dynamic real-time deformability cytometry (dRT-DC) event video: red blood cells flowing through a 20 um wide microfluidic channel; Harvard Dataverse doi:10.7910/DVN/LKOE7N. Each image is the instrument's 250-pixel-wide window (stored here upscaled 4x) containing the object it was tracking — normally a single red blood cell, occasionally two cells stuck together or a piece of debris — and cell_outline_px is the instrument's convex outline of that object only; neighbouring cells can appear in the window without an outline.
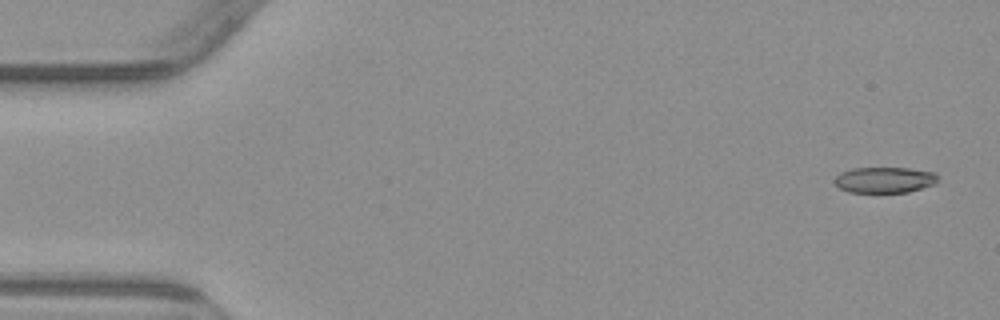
{"species": "common noctule bat (a hibernating species)", "species_latin": "Nyctalus noctula", "temperature_condition": "warm", "stored_images_in_passage": 5, "camera_frame_rate_fps": 3000, "um_per_image_px": 0.085, "animal": {"sex": "male", "body_mass_g": 23.1, "forearm_length_mm": 52.7}, "frame": {"image": 1, "passage_image": 1, "time_ms": 0.0, "image_size_px": [1000, 320], "cell_outline_px": [[936, 184], [908, 192], [848, 192], [840, 188], [832, 180], [840, 172], [852, 168], [908, 168], [936, 172]], "centroid_in_image_um": [75.17, 15.29], "position_along_channel_um": 9.8, "area_um2": 15.61}}
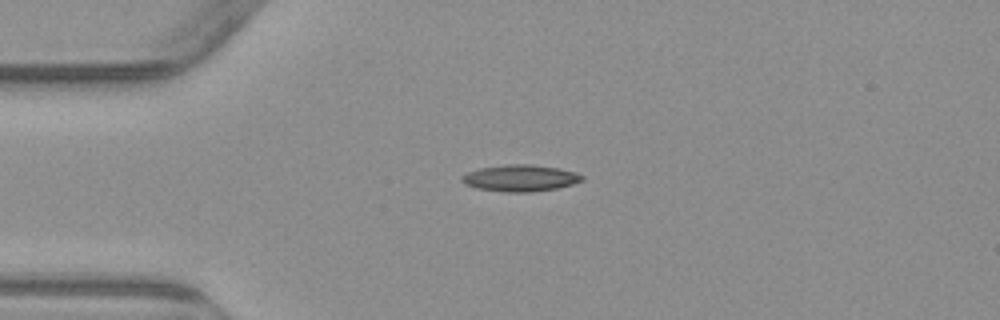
{"frame": {"image": 2, "passage_image": 4, "time_ms": 3.667, "image_size_px": [1000, 320], "cell_outline_px": [[584, 180], [572, 184], [556, 188], [532, 192], [504, 192], [476, 188], [464, 184], [460, 180], [460, 176], [468, 172], [480, 168], [508, 164], [532, 164], [560, 168], [576, 172], [584, 176]], "centroid_in_image_um": [44.22, 15.13], "position_along_channel_um": 40.8, "area_um2": 18.79}}